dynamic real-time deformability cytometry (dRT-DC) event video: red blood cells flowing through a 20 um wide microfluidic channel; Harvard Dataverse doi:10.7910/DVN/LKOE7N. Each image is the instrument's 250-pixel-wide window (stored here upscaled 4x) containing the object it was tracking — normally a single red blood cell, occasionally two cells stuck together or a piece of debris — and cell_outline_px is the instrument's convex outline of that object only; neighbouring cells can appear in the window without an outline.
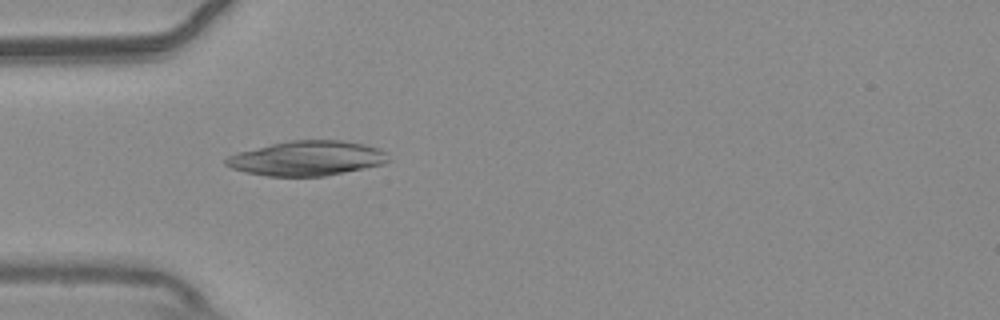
{"species": "common noctule bat (a hibernating species)", "species_latin": "Nyctalus noctula", "temperature_condition": "warm", "stored_images_in_passage": 38, "camera_frame_rate_fps": 3000, "um_per_image_px": 0.085, "animal": {"sex": "male", "body_mass_g": 20.4}, "frame": {"image": 1, "passage_image": 1, "time_ms": 0.0, "image_size_px": [1000, 320], "cell_outline_px": [[392, 160], [384, 164], [324, 176], [268, 176], [244, 172], [232, 168], [224, 164], [224, 160], [228, 156], [240, 152], [288, 140], [340, 140], [364, 144], [380, 148], [388, 152]], "centroid_in_image_um": [26.15, 13.45], "position_along_channel_um": 58.8, "area_um2": 32.95}}
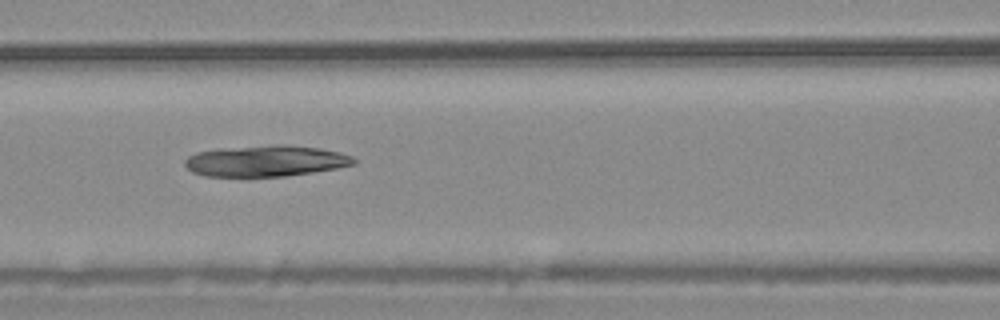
{"frame": {"image": 2, "passage_image": 8, "time_ms": 2.333, "image_size_px": [1000, 320], "cell_outline_px": [[356, 164], [336, 168], [312, 172], [284, 176], [204, 176], [192, 172], [184, 164], [184, 160], [188, 156], [196, 152], [220, 148], [276, 144], [288, 144], [320, 148], [340, 152], [352, 156], [356, 160]], "centroid_in_image_um": [22.59, 13.66], "position_along_channel_um": 144.0, "area_um2": 30.81}}
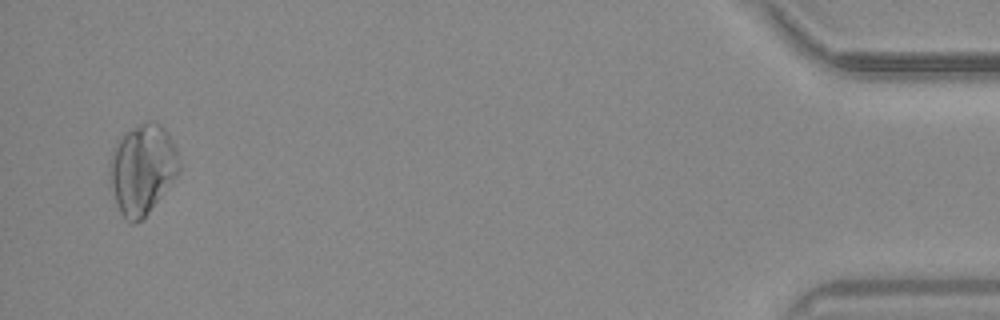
{"frame": {"image": 3, "passage_image": 37, "time_ms": 12.0, "image_size_px": [1000, 320], "cell_outline_px": [[180, 172], [144, 220], [132, 224], [124, 220], [116, 204], [108, 176], [108, 164], [112, 148], [116, 140], [140, 124], [156, 120], [164, 128], [176, 148], [180, 160]], "centroid_in_image_um": [12.08, 14.42], "position_along_channel_um": 423.1, "area_um2": 37.05}}